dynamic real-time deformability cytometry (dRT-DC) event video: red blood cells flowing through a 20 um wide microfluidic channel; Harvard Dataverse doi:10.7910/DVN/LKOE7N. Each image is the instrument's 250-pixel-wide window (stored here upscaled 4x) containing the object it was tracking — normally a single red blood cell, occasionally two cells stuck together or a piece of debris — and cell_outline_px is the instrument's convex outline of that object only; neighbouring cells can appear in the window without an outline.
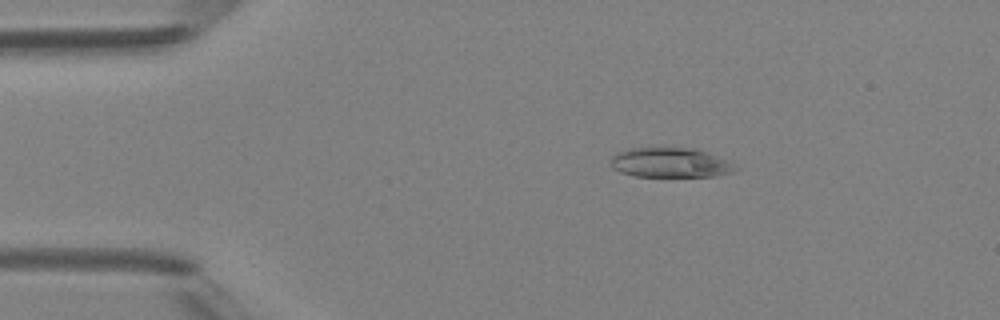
{"species": "Egyptian fruit bat (a non-hibernating species)", "species_latin": "Rousettus aegyptiacus", "temperature_condition": "room temperature", "stored_images_in_passage": 6, "camera_frame_rate_fps": 3000, "um_per_image_px": 0.085, "animal": {"sex": "female"}, "frame": {"image": 1, "passage_image": 2, "time_ms": 2.0, "image_size_px": [1000, 320], "cell_outline_px": [[740, 168], [736, 172], [716, 176], [632, 176], [620, 172], [612, 168], [612, 156], [616, 152], [628, 148], [652, 144], [696, 148], [732, 160]], "centroid_in_image_um": [57.03, 13.76], "position_along_channel_um": 28.0, "area_um2": 23.06}}
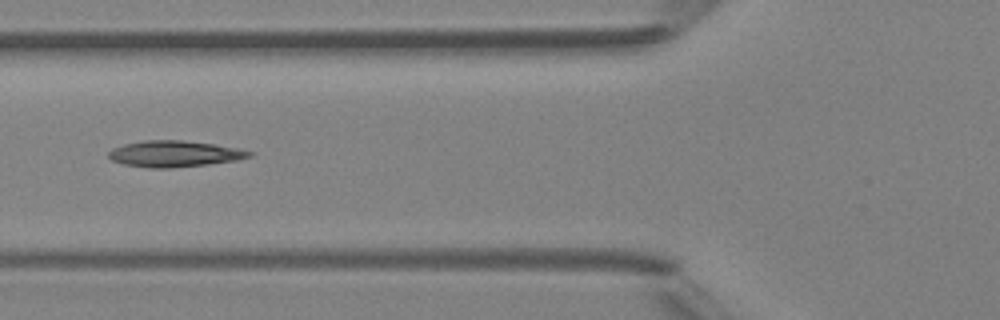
{"frame": {"image": 2, "passage_image": 5, "time_ms": 5.333, "image_size_px": [1000, 320], "cell_outline_px": [[256, 152], [252, 156], [236, 160], [208, 164], [172, 168], [148, 168], [124, 164], [112, 160], [108, 156], [108, 152], [112, 148], [124, 144], [144, 140], [184, 140], [216, 144]], "centroid_in_image_um": [14.84, 13.07], "position_along_channel_um": 111.0, "area_um2": 21.62}}
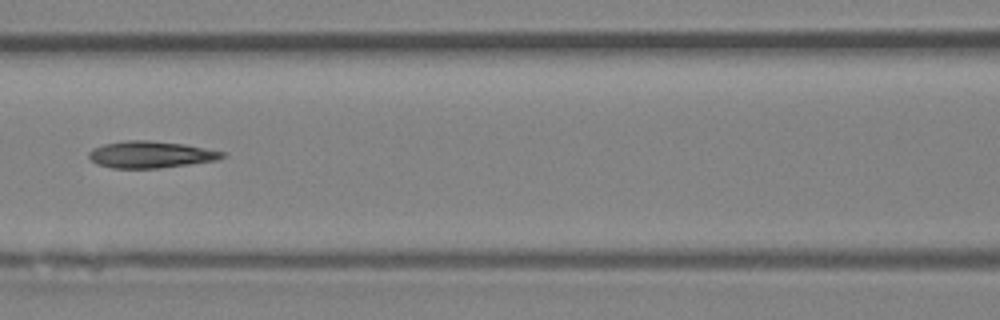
{"frame": {"image": 3, "passage_image": 6, "time_ms": 6.333, "image_size_px": [1000, 320], "cell_outline_px": [[228, 156], [216, 160], [160, 168], [112, 168], [96, 164], [88, 156], [88, 152], [92, 148], [104, 144], [124, 140], [148, 140], [184, 144], [228, 152]], "centroid_in_image_um": [12.83, 13.13], "position_along_channel_um": 153.8, "area_um2": 20.98}}